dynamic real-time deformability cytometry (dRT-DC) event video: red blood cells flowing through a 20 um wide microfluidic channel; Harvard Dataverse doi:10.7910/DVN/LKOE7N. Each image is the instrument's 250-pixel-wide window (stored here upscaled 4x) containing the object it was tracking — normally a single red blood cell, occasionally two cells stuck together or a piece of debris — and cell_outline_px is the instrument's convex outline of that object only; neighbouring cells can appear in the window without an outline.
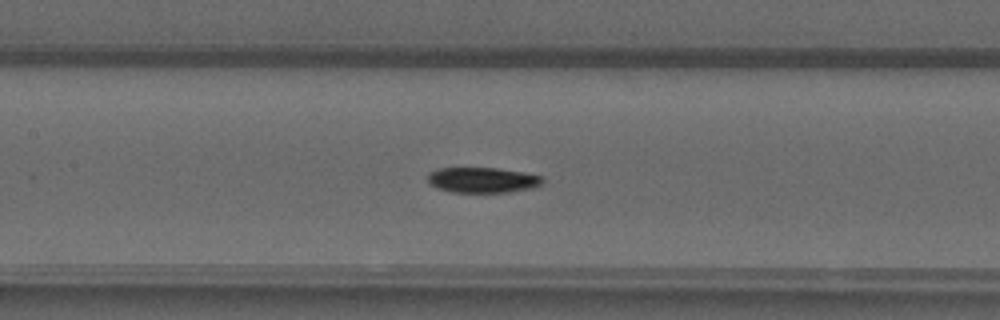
{"species": "common noctule bat (a hibernating species)", "species_latin": "Nyctalus noctula", "temperature_condition": "warm", "stored_images_in_passage": 47, "camera_frame_rate_fps": 3000, "um_per_image_px": 0.085, "animal": {"sex": "male", "forearm_length_mm": 52.5}, "frame": {"image": 1, "passage_image": 20, "time_ms": 6.333, "image_size_px": [1000, 320], "cell_outline_px": [[544, 184], [532, 188], [508, 192], [452, 192], [436, 188], [428, 184], [428, 172], [440, 168], [496, 168], [524, 172], [544, 176]], "centroid_in_image_um": [41.03, 15.3], "position_along_channel_um": 166.4, "area_um2": 17.22}}
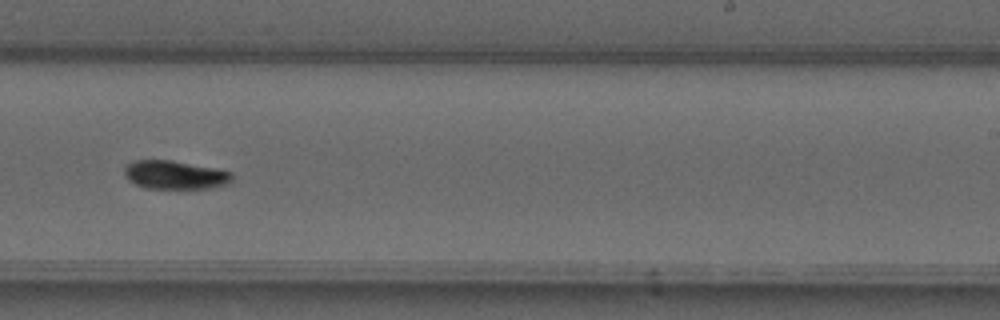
{"frame": {"image": 2, "passage_image": 28, "time_ms": 9.0, "image_size_px": [1000, 320], "cell_outline_px": [[232, 184], [212, 188], [144, 188], [128, 180], [124, 176], [124, 168], [128, 164], [136, 160], [172, 160], [220, 168], [232, 172]], "centroid_in_image_um": [14.94, 14.86], "position_along_channel_um": 274.1, "area_um2": 18.26}}
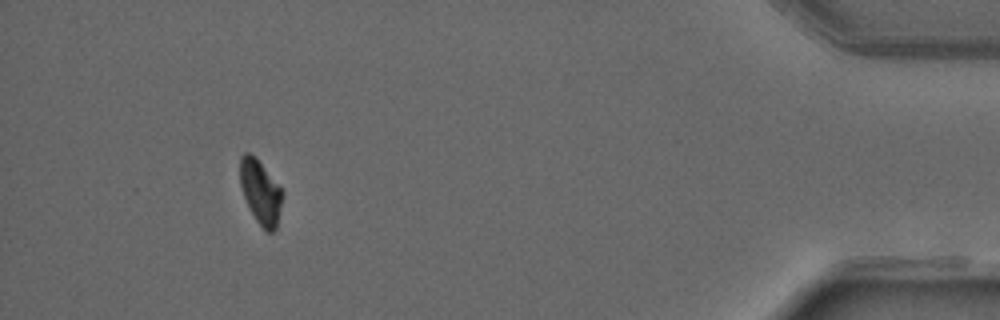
{"frame": {"image": 3, "passage_image": 43, "time_ms": 14.0, "image_size_px": [1000, 320], "cell_outline_px": [[284, 192], [276, 228], [272, 232], [268, 232], [256, 220], [244, 196], [240, 184], [240, 156], [244, 152], [248, 152], [256, 156]], "centroid_in_image_um": [22.15, 16.27], "position_along_channel_um": 413.1, "area_um2": 15.66}, "authors_computed_cell_mechanics": {"area_um2": 16.9932, "velocity_mm_per_s": 4.0607, "shape_relaxation_time_tau1_ms": 5.0662, "shape_relaxation_time_tau2_ms": null, "deformation_change_tau1": 0.1548, "deformation_change_tau2": null}}